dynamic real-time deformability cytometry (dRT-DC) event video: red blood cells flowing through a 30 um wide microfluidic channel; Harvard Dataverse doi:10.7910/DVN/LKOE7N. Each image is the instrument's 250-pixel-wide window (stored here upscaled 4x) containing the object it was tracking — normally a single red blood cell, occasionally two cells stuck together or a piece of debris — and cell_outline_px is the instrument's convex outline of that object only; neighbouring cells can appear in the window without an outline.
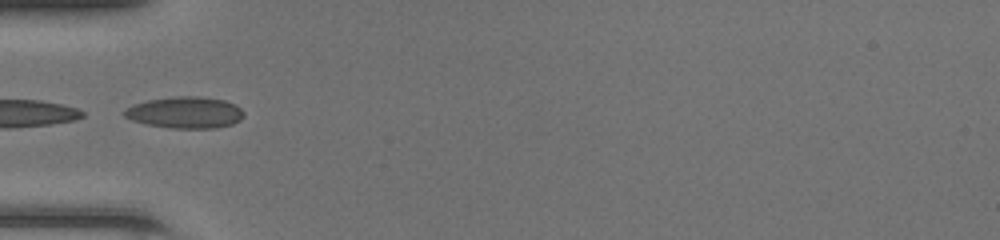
{"species": "common noctule bat (a hibernating species)", "species_latin": "Nyctalus noctula", "temperature_condition": "room temperature", "stored_images_in_passage": 13, "camera_frame_rate_fps": 3000, "um_per_image_px": 0.085, "animal": {"sex": "female", "body_mass_g": 20.0, "forearm_length_mm": 54.0}, "frame": {"image": 1, "passage_image": 1, "time_ms": 0.0, "image_size_px": [1000, 240], "cell_outline_px": [[244, 116], [240, 120], [232, 124], [216, 128], [172, 128], [144, 124], [132, 120], [124, 116], [120, 112], [132, 104], [148, 100], [176, 96], [200, 96], [224, 100], [236, 104], [244, 112]], "centroid_in_image_um": [15.72, 9.56], "position_along_channel_um": 69.3, "area_um2": 22.2}}
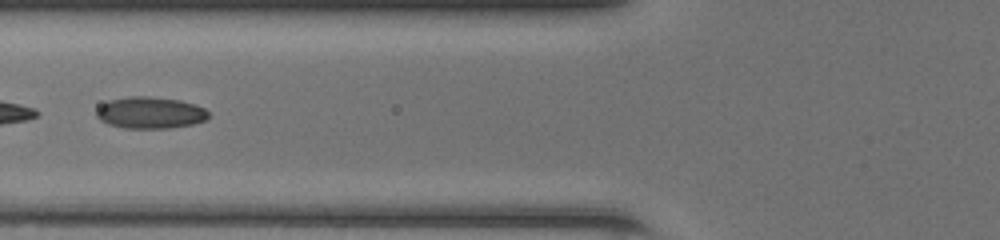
{"frame": {"image": 2, "passage_image": 4, "time_ms": 1.0, "image_size_px": [1000, 240], "cell_outline_px": [[208, 120], [192, 124], [168, 128], [124, 128], [108, 124], [100, 120], [96, 116], [96, 112], [100, 104], [108, 100], [128, 96], [148, 96], [180, 100], [196, 104], [204, 108], [208, 112]], "centroid_in_image_um": [12.75, 9.57], "position_along_channel_um": 113.0, "area_um2": 20.87}}